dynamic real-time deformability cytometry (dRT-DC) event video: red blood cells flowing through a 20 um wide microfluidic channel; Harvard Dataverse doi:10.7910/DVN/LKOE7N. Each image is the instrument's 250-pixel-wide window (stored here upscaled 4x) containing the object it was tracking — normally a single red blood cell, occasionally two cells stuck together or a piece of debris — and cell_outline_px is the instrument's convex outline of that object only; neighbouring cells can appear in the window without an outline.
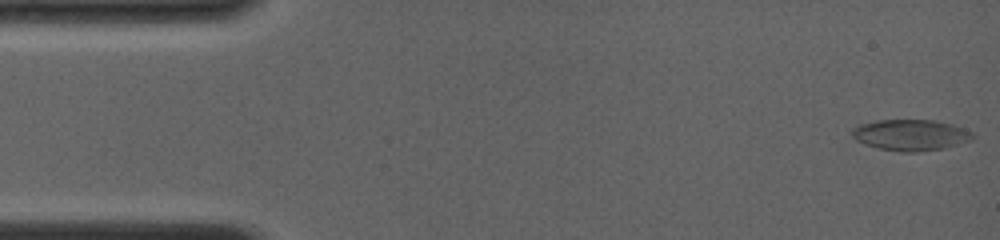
{"species": "common noctule bat (a hibernating species)", "species_latin": "Nyctalus noctula", "temperature_condition": "room temperature", "stored_images_in_passage": 19, "camera_frame_rate_fps": 4000, "um_per_image_px": 0.085, "animal": {"sex": "female", "body_mass_g": 19.0, "forearm_length_mm": 56.7}, "frame": {"image": 1, "passage_image": 1, "time_ms": 0.0, "image_size_px": [1000, 240], "cell_outline_px": [[976, 136], [972, 140], [944, 148], [916, 152], [900, 152], [876, 148], [864, 144], [856, 140], [848, 132], [852, 128], [860, 124], [876, 120], [932, 120], [952, 124], [964, 128], [972, 132]], "centroid_in_image_um": [77.37, 11.48], "position_along_channel_um": 7.6, "area_um2": 22.14}}
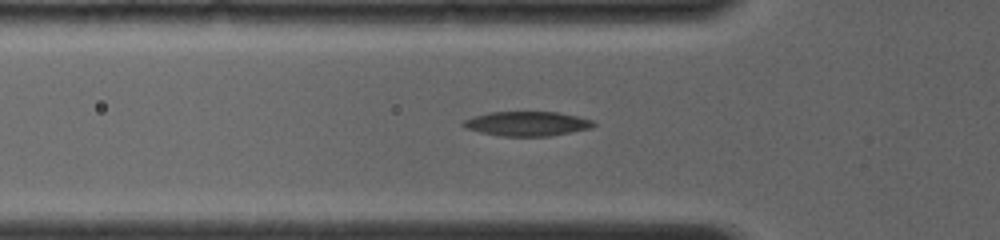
{"frame": {"image": 2, "passage_image": 15, "time_ms": 4.75, "image_size_px": [1000, 240], "cell_outline_px": [[596, 124], [592, 128], [572, 132], [548, 136], [496, 136], [464, 128], [460, 124], [464, 120], [472, 116], [488, 112], [556, 112], [576, 116], [592, 120]], "centroid_in_image_um": [44.75, 10.52], "position_along_channel_um": 81.1, "area_um2": 18.73}}
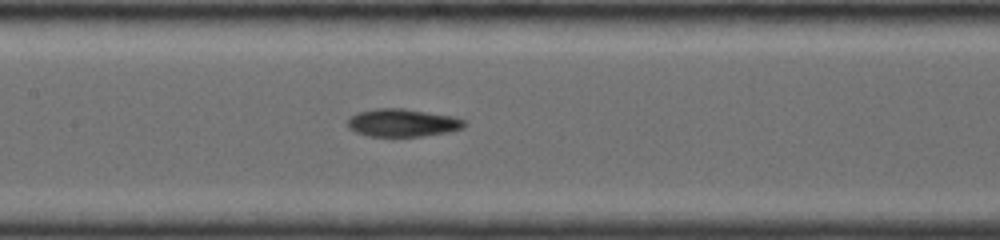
{"frame": {"image": 3, "passage_image": 19, "time_ms": 7.0, "image_size_px": [1000, 240], "cell_outline_px": [[468, 124], [464, 128], [448, 132], [420, 136], [368, 136], [356, 132], [348, 128], [348, 116], [356, 112], [376, 108], [400, 108], [452, 116], [464, 120]], "centroid_in_image_um": [34.19, 10.43], "position_along_channel_um": 173.2, "area_um2": 18.96}}